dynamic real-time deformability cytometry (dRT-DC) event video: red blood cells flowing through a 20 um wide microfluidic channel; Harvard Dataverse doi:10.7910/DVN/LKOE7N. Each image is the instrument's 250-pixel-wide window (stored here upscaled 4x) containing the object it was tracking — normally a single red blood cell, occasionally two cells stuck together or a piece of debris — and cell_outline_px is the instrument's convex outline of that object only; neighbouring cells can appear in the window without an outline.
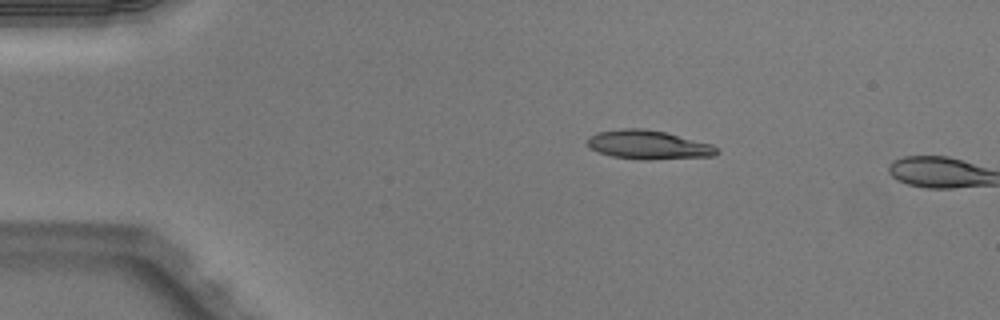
{"species": "Egyptian fruit bat (a non-hibernating species)", "species_latin": "Rousettus aegyptiacus", "temperature_condition": "warm", "stored_images_in_passage": 10, "camera_frame_rate_fps": 3000, "um_per_image_px": 0.085, "animal": {"sex": "male"}, "frame": {"image": 1, "passage_image": 9, "time_ms": 2.667, "image_size_px": [1000, 320], "cell_outline_px": [[720, 152], [716, 156], [648, 160], [612, 156], [600, 152], [592, 148], [588, 144], [588, 136], [596, 132], [624, 128], [644, 128], [664, 132], [712, 144]], "centroid_in_image_um": [55.14, 12.3], "position_along_channel_um": 29.9, "area_um2": 21.68}}